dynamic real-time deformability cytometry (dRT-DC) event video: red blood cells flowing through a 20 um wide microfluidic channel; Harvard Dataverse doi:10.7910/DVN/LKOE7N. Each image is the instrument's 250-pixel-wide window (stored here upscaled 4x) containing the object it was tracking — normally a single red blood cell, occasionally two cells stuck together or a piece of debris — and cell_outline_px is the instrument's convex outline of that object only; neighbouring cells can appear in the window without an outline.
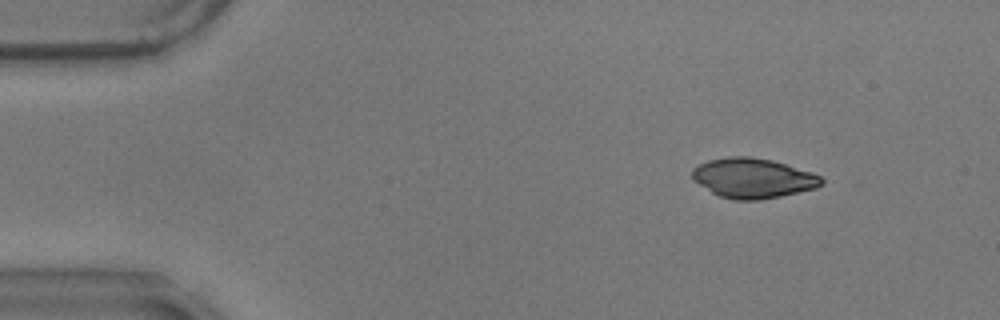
{"species": "common noctule bat (a hibernating species)", "species_latin": "Nyctalus noctula", "temperature_condition": "warm", "stored_images_in_passage": 52, "camera_frame_rate_fps": 3000, "um_per_image_px": 0.085, "animal": {"sex": "male", "body_mass_g": 17.9}, "frame": {"image": 1, "passage_image": 2, "time_ms": 0.333, "image_size_px": [1000, 320], "cell_outline_px": [[824, 184], [816, 188], [780, 196], [760, 200], [736, 200], [720, 196], [712, 192], [692, 180], [692, 168], [708, 160], [728, 156], [748, 156], [772, 160], [812, 172], [820, 176], [824, 180]], "centroid_in_image_um": [64.0, 15.13], "position_along_channel_um": 21.0, "area_um2": 30.06}}
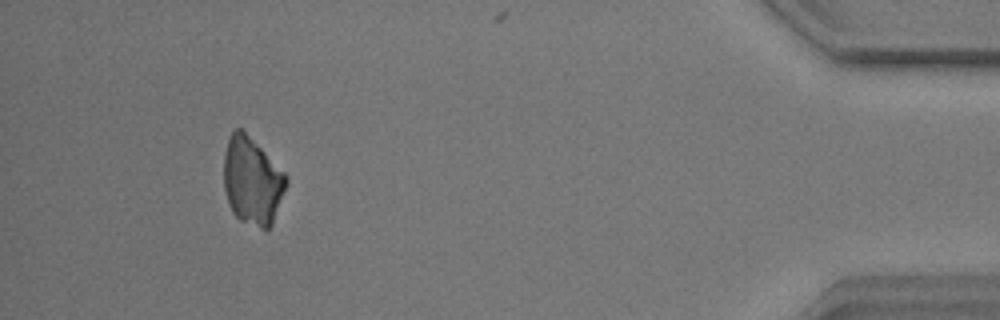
{"frame": {"image": 2, "passage_image": 48, "time_ms": 15.667, "image_size_px": [1000, 320], "cell_outline_px": [[288, 184], [272, 224], [268, 228], [260, 228], [240, 220], [232, 212], [228, 204], [224, 188], [224, 152], [228, 140], [232, 132], [236, 128], [240, 128], [284, 172], [288, 180]], "centroid_in_image_um": [21.43, 15.41], "position_along_channel_um": 413.8, "area_um2": 31.44}}